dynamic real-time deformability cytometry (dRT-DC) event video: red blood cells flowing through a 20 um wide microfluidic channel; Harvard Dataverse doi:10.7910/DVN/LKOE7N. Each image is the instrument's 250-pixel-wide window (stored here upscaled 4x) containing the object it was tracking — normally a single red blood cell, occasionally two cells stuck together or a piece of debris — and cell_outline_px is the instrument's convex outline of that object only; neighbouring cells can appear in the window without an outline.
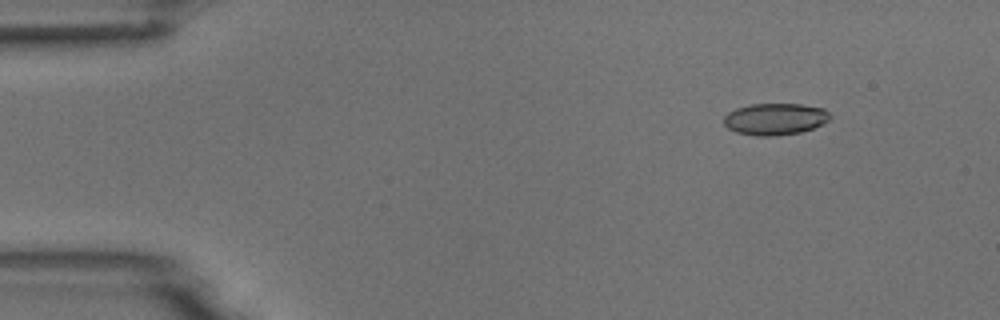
{"species": "common noctule bat (a hibernating species)", "species_latin": "Nyctalus noctula", "temperature_condition": "room temperature", "stored_images_in_passage": 3, "camera_frame_rate_fps": 3000, "um_per_image_px": 0.085, "animal": {"sex": "male", "body_mass_g": 18.8}, "frame": {"image": 1, "passage_image": 1, "time_ms": 0.0, "image_size_px": [1000, 320], "cell_outline_px": [[832, 116], [828, 120], [812, 128], [800, 132], [776, 136], [756, 136], [736, 132], [728, 128], [724, 124], [724, 116], [728, 112], [736, 108], [752, 104], [800, 104], [824, 108]], "centroid_in_image_um": [65.86, 10.12], "position_along_channel_um": 19.1, "area_um2": 19.59}}